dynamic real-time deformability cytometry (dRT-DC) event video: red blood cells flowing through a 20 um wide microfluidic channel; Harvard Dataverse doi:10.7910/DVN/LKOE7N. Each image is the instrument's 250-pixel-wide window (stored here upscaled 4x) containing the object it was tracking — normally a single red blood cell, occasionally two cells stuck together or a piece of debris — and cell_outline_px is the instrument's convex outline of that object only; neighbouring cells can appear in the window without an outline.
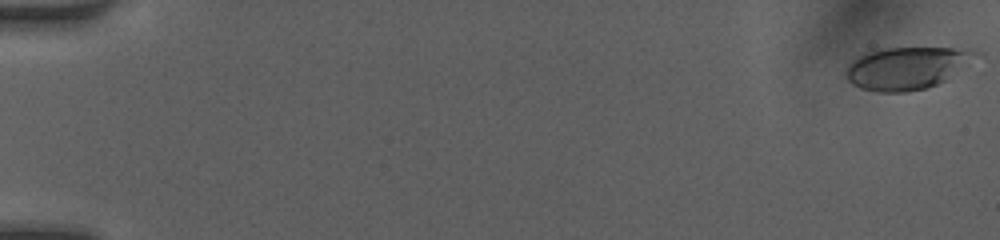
{"species": "human", "species_latin": "Homo sapiens", "temperature_condition": "room temperature", "stored_images_in_passage": 51, "camera_frame_rate_fps": 3000, "um_per_image_px": 0.085, "donor": {"sex": "female"}, "frame": {"image": 1, "passage_image": 1, "time_ms": 0.0, "image_size_px": [1000, 240], "cell_outline_px": [[984, 56], [944, 80], [936, 84], [924, 88], [908, 92], [876, 92], [860, 88], [852, 84], [844, 76], [844, 68], [856, 56], [868, 52], [884, 48], [952, 48], [984, 52]], "centroid_in_image_um": [77.09, 5.77], "position_along_channel_um": 7.9, "area_um2": 32.54}}
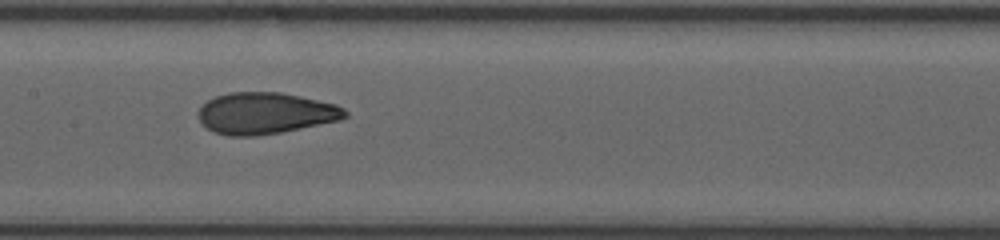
{"frame": {"image": 2, "passage_image": 27, "time_ms": 8.667, "image_size_px": [1000, 240], "cell_outline_px": [[348, 116], [340, 120], [280, 132], [256, 136], [228, 136], [216, 132], [208, 128], [196, 116], [200, 108], [208, 100], [216, 96], [228, 92], [280, 92], [300, 96], [336, 104], [344, 108], [348, 112]], "centroid_in_image_um": [22.56, 9.62], "position_along_channel_um": 184.8, "area_um2": 35.37}}
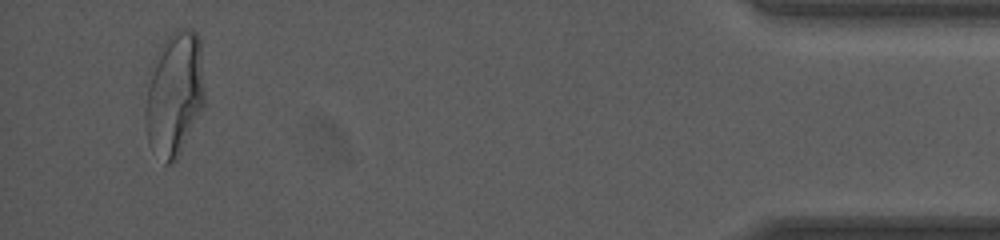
{"frame": {"image": 3, "passage_image": 49, "time_ms": 16.0, "image_size_px": [1000, 240], "cell_outline_px": [[204, 104], [176, 160], [172, 164], [164, 164], [148, 140], [144, 116], [144, 112], [148, 84], [152, 60], [160, 44], [176, 28], [188, 28], [196, 32], [200, 36], [204, 92]], "centroid_in_image_um": [14.82, 7.92], "position_along_channel_um": 420.4, "area_um2": 43.06}, "authors_computed_cell_mechanics": {"area_um2": 35.3736, "velocity_mm_per_s": 4.1355, "shape_relaxation_time_tau1_ms": 4.9331, "shape_relaxation_time_tau2_ms": 1.1086, "deformation_change_tau1": 0.189, "deformation_change_tau2": 0.0587}}